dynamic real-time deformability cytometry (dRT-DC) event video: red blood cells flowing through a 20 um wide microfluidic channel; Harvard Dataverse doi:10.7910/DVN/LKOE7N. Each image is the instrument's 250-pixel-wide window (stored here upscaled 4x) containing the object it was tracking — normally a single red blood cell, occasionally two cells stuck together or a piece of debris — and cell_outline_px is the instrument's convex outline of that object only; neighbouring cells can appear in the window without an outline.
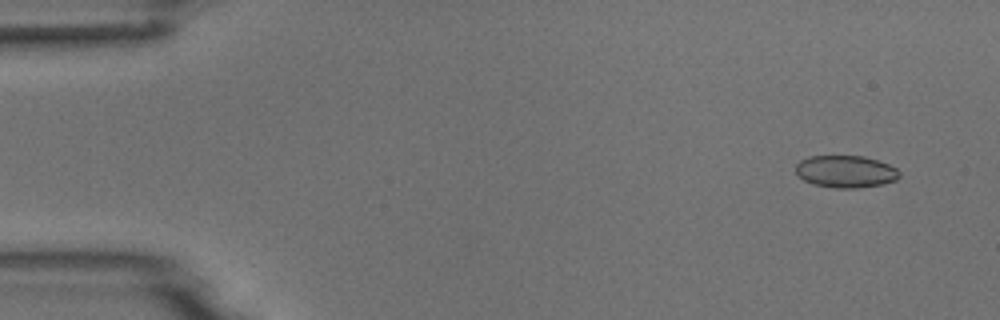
{"species": "common noctule bat (a hibernating species)", "species_latin": "Nyctalus noctula", "temperature_condition": "room temperature", "stored_images_in_passage": 6, "camera_frame_rate_fps": 3000, "um_per_image_px": 0.085, "animal": {"sex": "male", "body_mass_g": 18.8}, "frame": {"image": 1, "passage_image": 1, "time_ms": 0.0, "image_size_px": [1000, 320], "cell_outline_px": [[900, 176], [896, 180], [884, 184], [856, 188], [832, 188], [812, 184], [804, 180], [796, 172], [796, 164], [800, 160], [808, 156], [864, 156], [888, 164], [896, 168], [900, 172]], "centroid_in_image_um": [71.88, 14.58], "position_along_channel_um": 13.1, "area_um2": 19.54}}
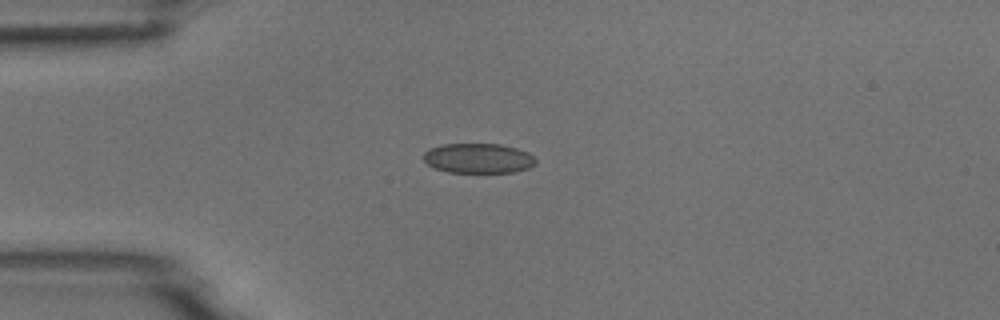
{"frame": {"image": 2, "passage_image": 3, "time_ms": 3.333, "image_size_px": [1000, 320], "cell_outline_px": [[536, 164], [528, 168], [512, 172], [448, 172], [436, 168], [428, 164], [424, 160], [424, 152], [428, 148], [440, 144], [500, 144], [516, 148], [528, 152], [536, 160]], "centroid_in_image_um": [40.64, 13.44], "position_along_channel_um": 44.4, "area_um2": 19.48}}